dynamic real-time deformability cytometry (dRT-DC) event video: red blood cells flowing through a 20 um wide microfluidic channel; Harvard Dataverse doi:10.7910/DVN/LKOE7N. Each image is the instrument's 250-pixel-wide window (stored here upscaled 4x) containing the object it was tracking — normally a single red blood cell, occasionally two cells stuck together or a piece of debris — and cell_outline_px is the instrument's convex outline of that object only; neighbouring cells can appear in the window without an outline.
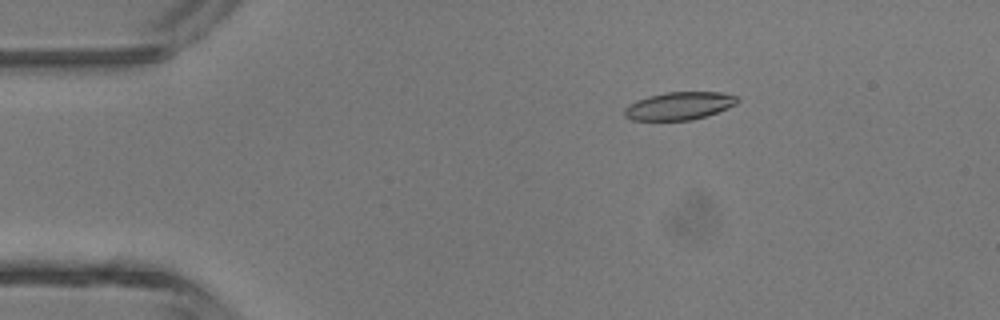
{"species": "common noctule bat (a hibernating species)", "species_latin": "Nyctalus noctula", "temperature_condition": "room temperature", "stored_images_in_passage": 3, "camera_frame_rate_fps": 3000, "um_per_image_px": 0.085, "animal": {"sex": "male", "body_mass_g": 13.3}, "frame": {"image": 1, "passage_image": 1, "time_ms": 0.0, "image_size_px": [1000, 320], "cell_outline_px": [[740, 100], [736, 104], [728, 108], [692, 120], [632, 120], [624, 116], [624, 108], [628, 104], [636, 100], [648, 96], [664, 92], [720, 92], [736, 96]], "centroid_in_image_um": [57.7, 8.99], "position_along_channel_um": 27.3, "area_um2": 18.32}}
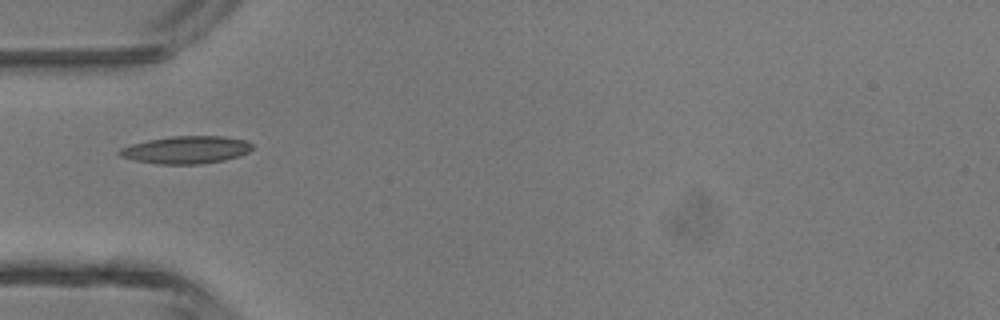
{"frame": {"image": 2, "passage_image": 3, "time_ms": 2.333, "image_size_px": [1000, 320], "cell_outline_px": [[252, 148], [248, 152], [240, 156], [224, 160], [200, 164], [156, 164], [136, 160], [120, 156], [116, 152], [120, 148], [132, 144], [148, 140], [172, 136], [224, 136], [244, 140], [252, 144]], "centroid_in_image_um": [15.82, 12.73], "position_along_channel_um": 69.2, "area_um2": 21.27}}